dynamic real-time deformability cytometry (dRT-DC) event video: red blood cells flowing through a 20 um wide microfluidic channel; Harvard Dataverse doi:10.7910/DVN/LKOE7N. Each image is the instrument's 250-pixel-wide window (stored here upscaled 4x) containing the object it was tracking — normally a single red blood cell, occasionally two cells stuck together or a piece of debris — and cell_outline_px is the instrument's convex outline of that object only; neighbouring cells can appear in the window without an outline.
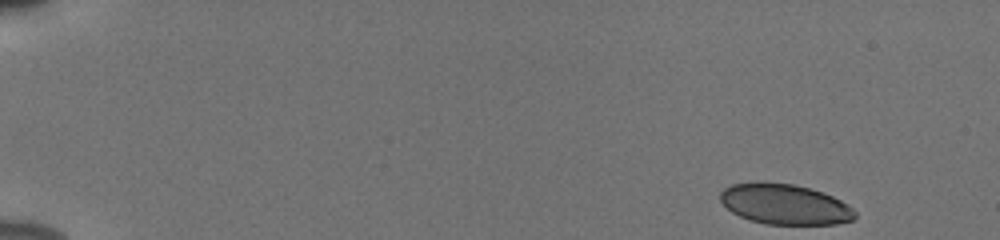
{"species": "human", "species_latin": "Homo sapiens", "temperature_condition": "cold", "stored_images_in_passage": 50, "camera_frame_rate_fps": 3000, "um_per_image_px": 0.085, "donor": {"sex": "male"}, "frame": {"image": 1, "passage_image": 1, "time_ms": 0.0, "image_size_px": [1000, 240], "cell_outline_px": [[856, 216], [852, 220], [836, 224], [764, 224], [740, 216], [732, 212], [720, 200], [720, 192], [724, 188], [732, 184], [764, 180], [792, 184], [808, 188], [832, 196], [848, 204], [856, 212]], "centroid_in_image_um": [66.69, 17.34], "position_along_channel_um": 18.3, "area_um2": 31.79}}
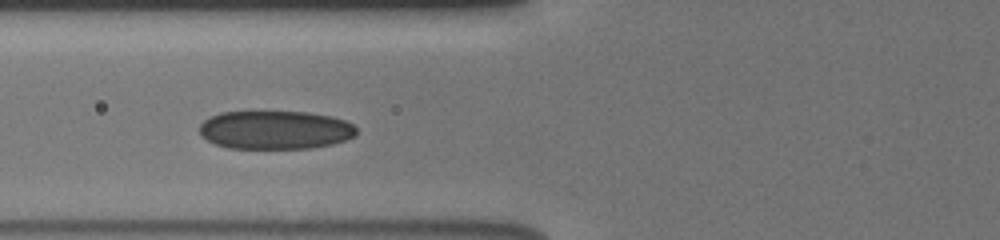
{"frame": {"image": 2, "passage_image": 19, "time_ms": 6.0, "image_size_px": [1000, 240], "cell_outline_px": [[356, 136], [332, 144], [312, 148], [228, 148], [216, 144], [200, 136], [200, 124], [208, 116], [220, 112], [308, 112], [332, 116], [344, 120], [352, 124], [356, 128]], "centroid_in_image_um": [23.38, 11.04], "position_along_channel_um": 102.4, "area_um2": 35.32}}
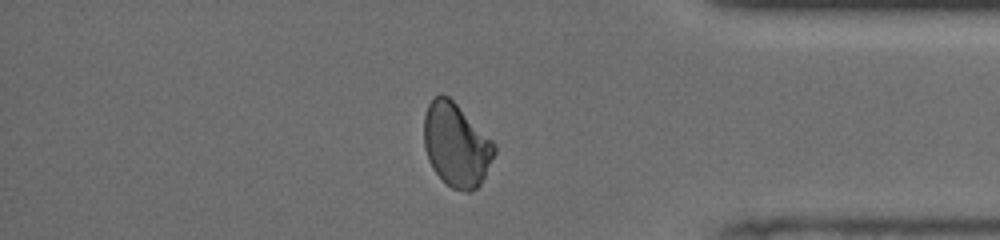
{"frame": {"image": 3, "passage_image": 43, "time_ms": 14.0, "image_size_px": [1000, 240], "cell_outline_px": [[496, 152], [480, 184], [472, 192], [464, 192], [452, 188], [432, 168], [428, 160], [424, 148], [424, 116], [428, 104], [432, 96], [440, 92], [448, 96], [496, 144]], "centroid_in_image_um": [38.76, 12.3], "position_along_channel_um": 396.4, "area_um2": 34.22}, "authors_computed_cell_mechanics": {"area_um2": 34.68, "velocity_mm_per_s": 3.8641, "shape_relaxation_time_tau1_ms": 4.9582, "shape_relaxation_time_tau2_ms": 2.3013, "deformation_change_tau1": 0.1238, "deformation_change_tau2": 0.0769}}